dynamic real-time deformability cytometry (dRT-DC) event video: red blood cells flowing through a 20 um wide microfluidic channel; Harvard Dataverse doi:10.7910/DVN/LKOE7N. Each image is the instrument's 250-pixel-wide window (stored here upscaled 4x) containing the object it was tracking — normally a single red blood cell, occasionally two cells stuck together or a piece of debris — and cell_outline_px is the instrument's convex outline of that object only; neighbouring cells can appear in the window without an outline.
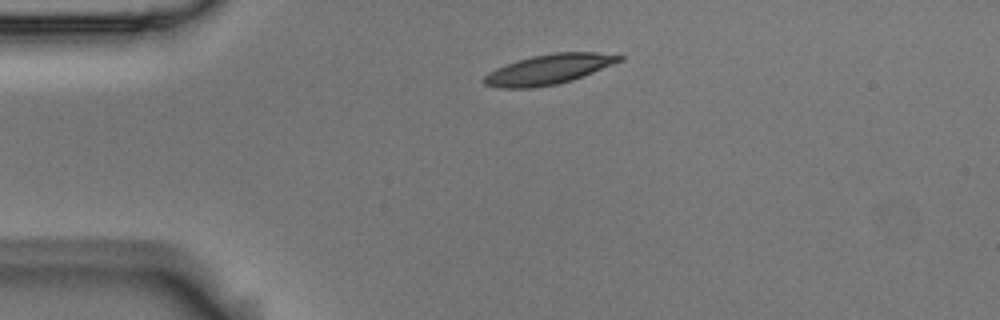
{"species": "Egyptian fruit bat (a non-hibernating species)", "species_latin": "Rousettus aegyptiacus", "temperature_condition": "room temperature", "stored_images_in_passage": 2, "camera_frame_rate_fps": 3000, "um_per_image_px": 0.085, "animal": {"sex": "male"}, "frame": {"image": 1, "passage_image": 1, "time_ms": 0.0, "image_size_px": [1000, 320], "cell_outline_px": [[624, 60], [572, 80], [556, 84], [532, 88], [500, 88], [484, 84], [480, 80], [488, 72], [496, 68], [532, 56], [552, 52], [596, 52], [624, 56]], "centroid_in_image_um": [46.63, 5.89], "position_along_channel_um": 38.4, "area_um2": 23.52}}